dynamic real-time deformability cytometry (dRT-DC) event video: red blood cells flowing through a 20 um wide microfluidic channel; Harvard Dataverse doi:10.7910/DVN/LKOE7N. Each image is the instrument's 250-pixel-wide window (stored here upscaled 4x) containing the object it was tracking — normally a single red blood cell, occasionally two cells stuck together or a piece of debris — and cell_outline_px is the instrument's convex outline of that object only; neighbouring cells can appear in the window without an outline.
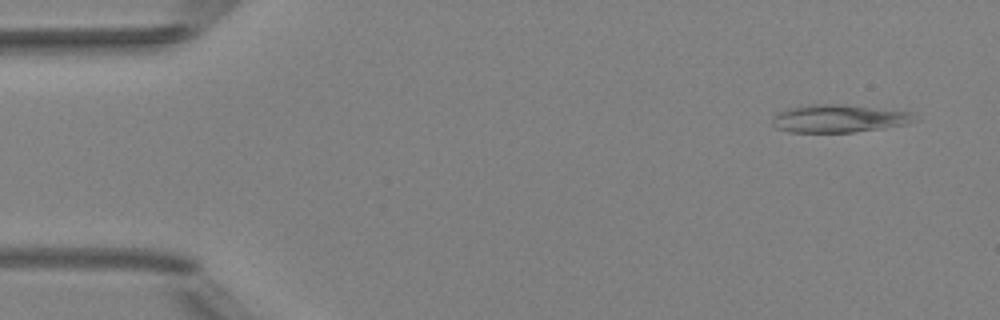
{"species": "Egyptian fruit bat (a non-hibernating species)", "species_latin": "Rousettus aegyptiacus", "temperature_condition": "room temperature", "stored_images_in_passage": 4, "camera_frame_rate_fps": 3000, "um_per_image_px": 0.085, "animal": {"sex": "female"}, "frame": {"image": 1, "passage_image": 1, "time_ms": 0.0, "image_size_px": [1000, 320], "cell_outline_px": [[920, 120], [908, 124], [852, 132], [788, 132], [776, 128], [772, 124], [772, 116], [788, 108], [808, 104], [844, 104], [912, 112]], "centroid_in_image_um": [71.32, 10.07], "position_along_channel_um": 13.7, "area_um2": 23.24}}
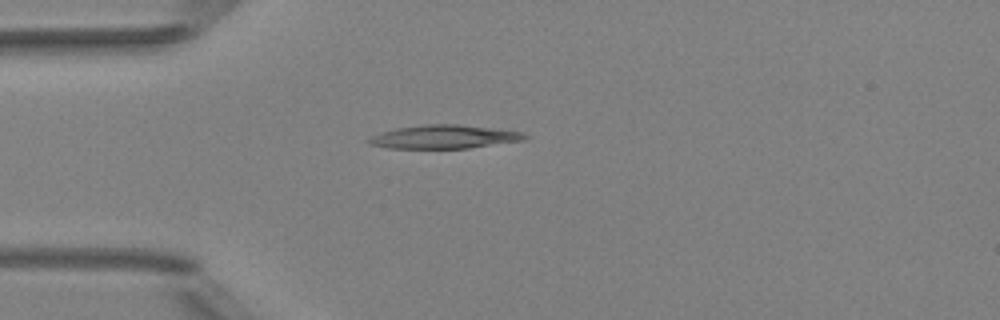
{"frame": {"image": 2, "passage_image": 4, "time_ms": 3.333, "image_size_px": [1000, 320], "cell_outline_px": [[528, 136], [524, 140], [468, 148], [388, 148], [372, 144], [364, 140], [380, 132], [396, 128], [424, 124], [456, 124], [492, 128], [524, 132]], "centroid_in_image_um": [37.73, 11.62], "position_along_channel_um": 47.3, "area_um2": 21.27}}